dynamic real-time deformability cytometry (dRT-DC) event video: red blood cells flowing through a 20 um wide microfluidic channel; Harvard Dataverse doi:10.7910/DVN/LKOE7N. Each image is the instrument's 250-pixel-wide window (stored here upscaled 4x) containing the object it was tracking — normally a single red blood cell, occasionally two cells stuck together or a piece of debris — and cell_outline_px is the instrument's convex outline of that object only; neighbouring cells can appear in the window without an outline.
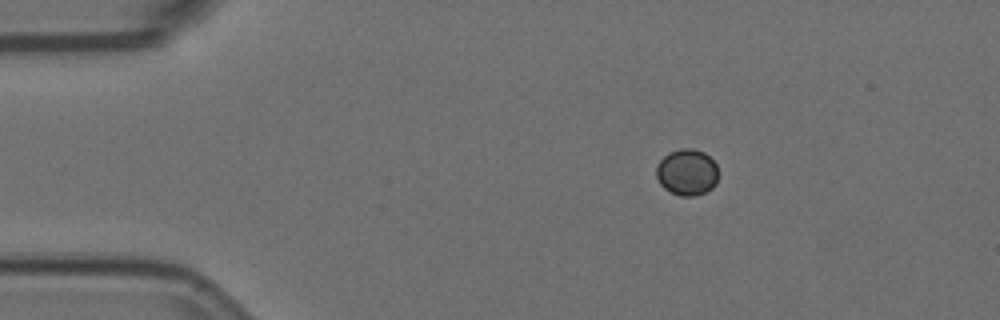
{"species": "Egyptian fruit bat (a non-hibernating species)", "species_latin": "Rousettus aegyptiacus", "temperature_condition": "room temperature", "stored_images_in_passage": 4, "camera_frame_rate_fps": 3000, "um_per_image_px": 0.085, "animal": {"sex": "female"}, "frame": {"image": 1, "passage_image": 2, "time_ms": 0.333, "image_size_px": [1000, 320], "cell_outline_px": [[716, 184], [712, 188], [704, 192], [692, 196], [680, 196], [664, 188], [660, 184], [656, 176], [656, 164], [668, 152], [680, 148], [692, 148], [704, 152], [716, 164]], "centroid_in_image_um": [58.36, 14.62], "position_along_channel_um": 26.6, "area_um2": 16.7}}